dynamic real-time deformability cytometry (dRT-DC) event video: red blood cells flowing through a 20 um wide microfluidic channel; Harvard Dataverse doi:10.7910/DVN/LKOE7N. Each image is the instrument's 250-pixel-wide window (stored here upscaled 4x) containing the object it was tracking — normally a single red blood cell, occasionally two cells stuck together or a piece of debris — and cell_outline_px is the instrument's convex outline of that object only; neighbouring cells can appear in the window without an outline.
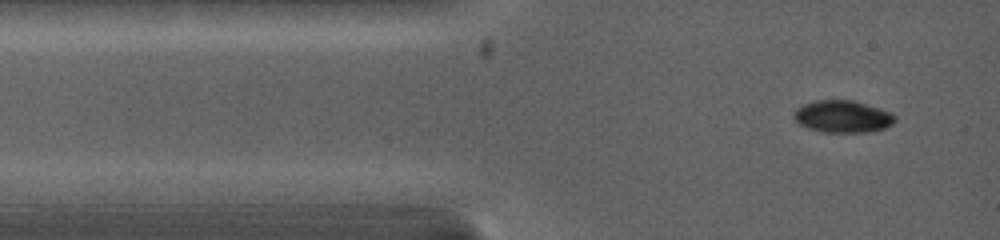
{"species": "common noctule bat (a hibernating species)", "species_latin": "Nyctalus noctula", "temperature_condition": "warm", "stored_images_in_passage": 50, "camera_frame_rate_fps": 5000, "um_per_image_px": 0.085, "animal": {"sex": "female", "body_mass_g": 19.0, "forearm_length_mm": 53.3}, "frame": {"image": 1, "passage_image": 1, "time_ms": 0.0, "image_size_px": [1000, 240], "cell_outline_px": [[896, 120], [892, 124], [884, 128], [872, 132], [824, 132], [808, 128], [800, 124], [792, 116], [796, 108], [804, 104], [816, 100], [852, 100], [880, 108], [892, 112], [896, 116]], "centroid_in_image_um": [71.65, 9.9], "position_along_channel_um": 13.4, "area_um2": 19.02}}
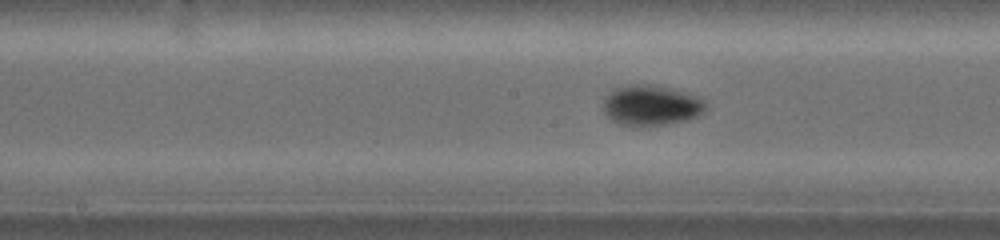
{"frame": {"image": 2, "passage_image": 22, "time_ms": 5.2, "image_size_px": [1000, 240], "cell_outline_px": [[708, 108], [704, 112], [696, 116], [684, 120], [664, 124], [636, 128], [620, 124], [612, 120], [604, 112], [604, 96], [608, 92], [616, 88], [632, 84], [644, 84], [668, 88], [684, 92], [704, 100], [708, 104]], "centroid_in_image_um": [55.32, 8.98], "position_along_channel_um": 192.9, "area_um2": 24.16}}
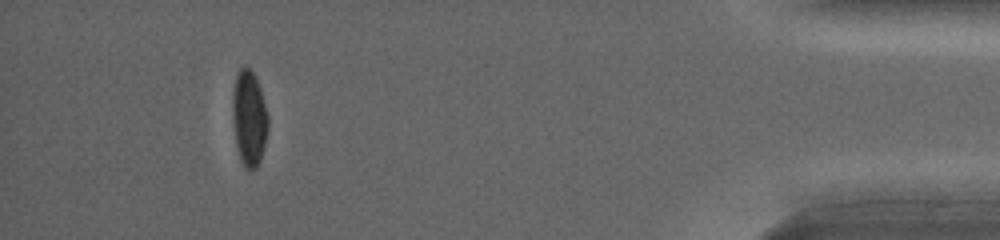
{"frame": {"image": 3, "passage_image": 43, "time_ms": 12.4, "image_size_px": [1000, 240], "cell_outline_px": [[268, 128], [264, 148], [260, 160], [256, 168], [248, 172], [244, 168], [240, 160], [236, 144], [232, 116], [232, 92], [236, 76], [240, 68], [244, 64], [256, 76], [260, 88], [268, 116]], "centroid_in_image_um": [21.17, 10.07], "position_along_channel_um": 414.0, "area_um2": 20.06}, "authors_computed_cell_mechanics": {"area_um2": 20.7213, "velocity_mm_per_s": 4.1228, "shape_relaxation_time_tau1_ms": 2.3256, "shape_relaxation_time_tau2_ms": null, "deformation_change_tau1": 0.1433, "deformation_change_tau2": null}}